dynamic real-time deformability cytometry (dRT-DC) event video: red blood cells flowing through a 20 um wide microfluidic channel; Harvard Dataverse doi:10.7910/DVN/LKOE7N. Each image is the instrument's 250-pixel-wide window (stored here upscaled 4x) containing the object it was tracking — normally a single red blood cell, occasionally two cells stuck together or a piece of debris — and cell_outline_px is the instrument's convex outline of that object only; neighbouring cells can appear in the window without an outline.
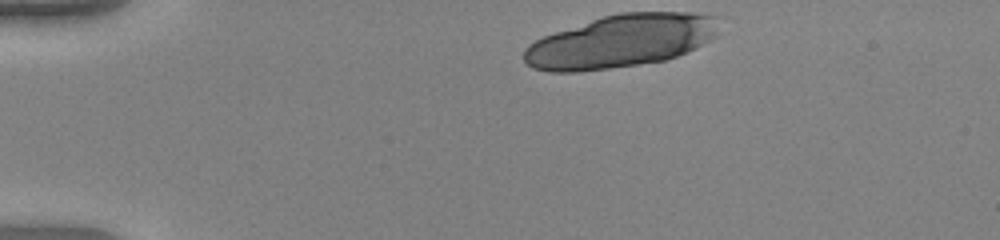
{"species": "human", "species_latin": "Homo sapiens", "temperature_condition": "warm", "stored_images_in_passage": 36, "camera_frame_rate_fps": 3000, "um_per_image_px": 0.085, "donor": {"sex": "female"}, "frame": {"image": 1, "passage_image": 1, "time_ms": 0.0, "image_size_px": [1000, 240], "cell_outline_px": [[724, 16], [716, 36], [696, 48], [676, 56], [664, 60], [608, 68], [576, 72], [548, 72], [532, 68], [524, 60], [524, 48], [528, 44], [544, 36], [604, 16], [620, 12], [692, 12]], "centroid_in_image_um": [52.85, 3.48], "position_along_channel_um": 32.2, "area_um2": 60.23}}